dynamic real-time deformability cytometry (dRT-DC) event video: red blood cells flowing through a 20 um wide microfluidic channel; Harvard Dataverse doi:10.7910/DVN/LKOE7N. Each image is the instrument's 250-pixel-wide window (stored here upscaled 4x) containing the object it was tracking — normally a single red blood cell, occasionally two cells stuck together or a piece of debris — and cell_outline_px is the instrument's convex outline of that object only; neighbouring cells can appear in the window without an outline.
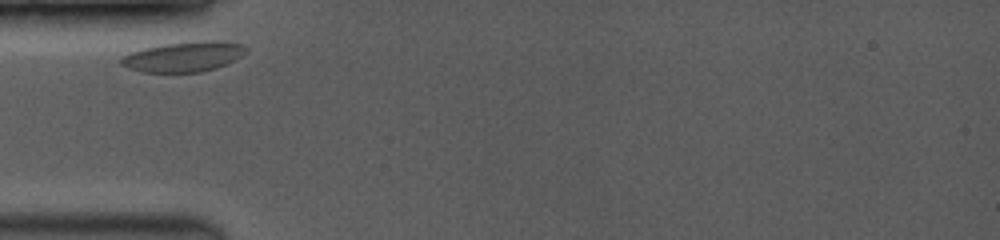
{"species": "common noctule bat (a hibernating species)", "species_latin": "Nyctalus noctula", "temperature_condition": "room temperature", "stored_images_in_passage": 6, "camera_frame_rate_fps": 3500, "um_per_image_px": 0.085, "animal": {"sex": "female", "body_mass_g": 19.0, "forearm_length_mm": 53.3}, "frame": {"image": 1, "passage_image": 1, "time_ms": 0.0, "image_size_px": [1000, 240], "cell_outline_px": [[248, 52], [228, 64], [216, 68], [200, 72], [140, 72], [128, 68], [120, 64], [120, 56], [144, 48], [164, 44], [204, 40], [212, 40], [244, 44], [248, 48]], "centroid_in_image_um": [15.64, 4.82], "position_along_channel_um": 69.4, "area_um2": 22.14}}